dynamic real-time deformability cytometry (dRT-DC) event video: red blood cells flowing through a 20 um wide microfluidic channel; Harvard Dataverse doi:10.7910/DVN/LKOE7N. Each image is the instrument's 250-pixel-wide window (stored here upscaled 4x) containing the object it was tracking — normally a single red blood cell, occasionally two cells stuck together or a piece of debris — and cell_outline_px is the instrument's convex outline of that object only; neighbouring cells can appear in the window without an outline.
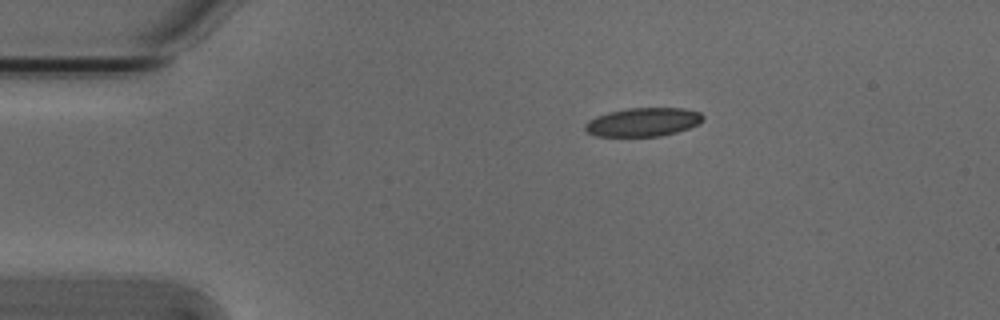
{"species": "Egyptian fruit bat (a non-hibernating species)", "species_latin": "Rousettus aegyptiacus", "temperature_condition": "cold", "stored_images_in_passage": 44, "camera_frame_rate_fps": 3000, "um_per_image_px": 0.085, "animal": {"sex": "male"}, "frame": {"image": 1, "passage_image": 1, "time_ms": 0.0, "image_size_px": [1000, 320], "cell_outline_px": [[704, 120], [700, 124], [676, 132], [660, 136], [596, 136], [588, 132], [584, 128], [584, 124], [588, 120], [596, 116], [608, 112], [628, 108], [684, 108], [700, 112], [704, 116]], "centroid_in_image_um": [54.68, 10.37], "position_along_channel_um": 30.3, "area_um2": 19.77}}
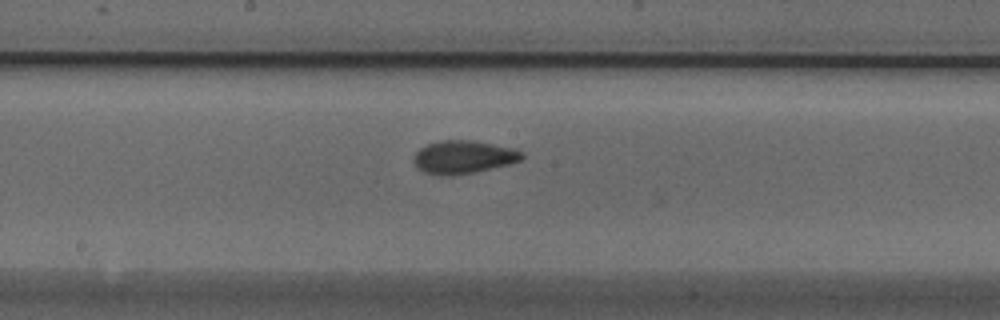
{"frame": {"image": 2, "passage_image": 19, "time_ms": 6.0, "image_size_px": [1000, 320], "cell_outline_px": [[524, 156], [520, 160], [508, 164], [476, 172], [452, 176], [448, 176], [424, 172], [416, 168], [416, 152], [420, 148], [428, 144], [440, 140], [472, 140], [512, 148], [524, 152]], "centroid_in_image_um": [39.4, 13.35], "position_along_channel_um": 208.8, "area_um2": 20.63}}
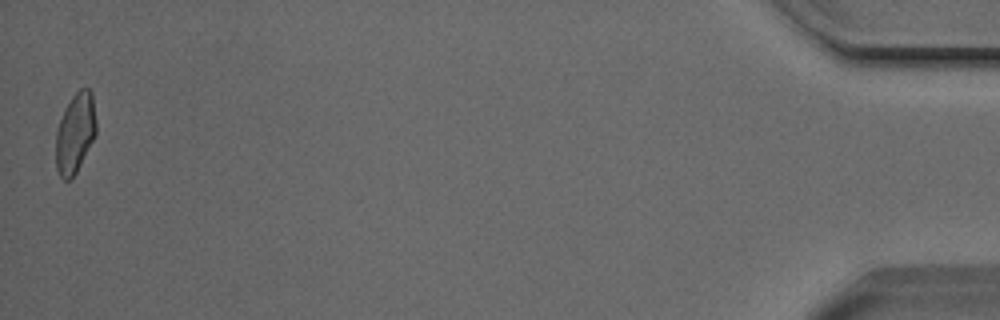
{"frame": {"image": 3, "passage_image": 44, "time_ms": 14.333, "image_size_px": [1000, 320], "cell_outline_px": [[96, 136], [76, 172], [68, 180], [64, 180], [60, 176], [56, 168], [56, 132], [64, 108], [72, 96], [80, 88], [88, 88], [92, 92], [96, 120]], "centroid_in_image_um": [6.4, 11.29], "position_along_channel_um": 428.8, "area_um2": 18.84}, "authors_computed_cell_mechanics": {"area_um2": 19.7965, "velocity_mm_per_s": 3.828, "shape_relaxation_time_tau1_ms": 5.64, "shape_relaxation_time_tau2_ms": 2.2303, "deformation_change_tau1": 0.1442, "deformation_change_tau2": 0.0663}}